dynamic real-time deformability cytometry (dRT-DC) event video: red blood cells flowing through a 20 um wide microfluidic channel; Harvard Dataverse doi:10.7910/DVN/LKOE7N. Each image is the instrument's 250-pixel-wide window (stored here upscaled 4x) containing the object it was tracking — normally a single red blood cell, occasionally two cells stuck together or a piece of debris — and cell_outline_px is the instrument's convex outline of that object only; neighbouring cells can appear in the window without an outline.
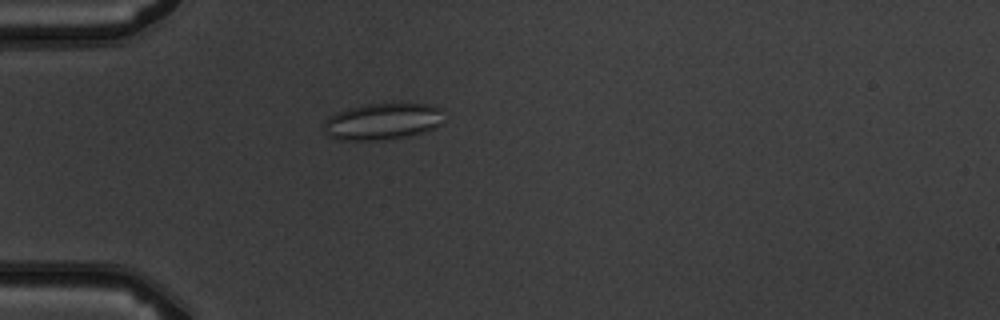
{"species": "common noctule bat (a hibernating species)", "species_latin": "Nyctalus noctula", "temperature_condition": "warm", "stored_images_in_passage": 3, "camera_frame_rate_fps": 3000, "um_per_image_px": 0.085, "animal": {"sex": "male", "body_mass_g": 19.5, "forearm_length_mm": 54.6}, "frame": {"image": 1, "passage_image": 3, "time_ms": 2.333, "image_size_px": [1000, 320], "cell_outline_px": [[440, 124], [424, 132], [392, 140], [336, 140], [328, 136], [324, 132], [324, 120], [328, 116], [348, 108], [364, 104], [432, 104], [440, 108]], "centroid_in_image_um": [32.44, 10.34], "position_along_channel_um": 52.6, "area_um2": 25.66}}